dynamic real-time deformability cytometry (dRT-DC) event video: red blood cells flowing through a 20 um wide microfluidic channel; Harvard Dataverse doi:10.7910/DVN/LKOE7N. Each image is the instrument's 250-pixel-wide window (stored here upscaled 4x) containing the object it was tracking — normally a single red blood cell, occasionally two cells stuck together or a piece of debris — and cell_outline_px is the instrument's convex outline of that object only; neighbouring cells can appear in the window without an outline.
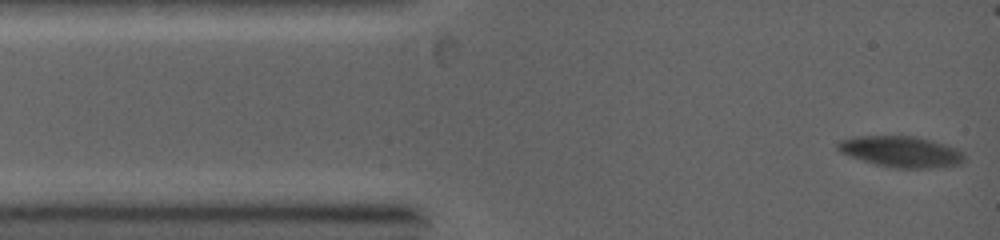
{"species": "common noctule bat (a hibernating species)", "species_latin": "Nyctalus noctula", "temperature_condition": "warm", "stored_images_in_passage": 3, "camera_frame_rate_fps": 5000, "um_per_image_px": 0.085, "animal": {"sex": "female", "body_mass_g": 19.0, "forearm_length_mm": 53.3}, "frame": {"image": 1, "passage_image": 3, "time_ms": 0.4, "image_size_px": [1000, 240], "cell_outline_px": [[964, 160], [960, 164], [932, 168], [896, 168], [876, 164], [848, 156], [840, 152], [836, 148], [836, 144], [840, 140], [856, 136], [916, 136], [932, 140], [956, 148], [964, 152]], "centroid_in_image_um": [76.58, 12.88], "position_along_channel_um": 8.4, "area_um2": 22.95}}